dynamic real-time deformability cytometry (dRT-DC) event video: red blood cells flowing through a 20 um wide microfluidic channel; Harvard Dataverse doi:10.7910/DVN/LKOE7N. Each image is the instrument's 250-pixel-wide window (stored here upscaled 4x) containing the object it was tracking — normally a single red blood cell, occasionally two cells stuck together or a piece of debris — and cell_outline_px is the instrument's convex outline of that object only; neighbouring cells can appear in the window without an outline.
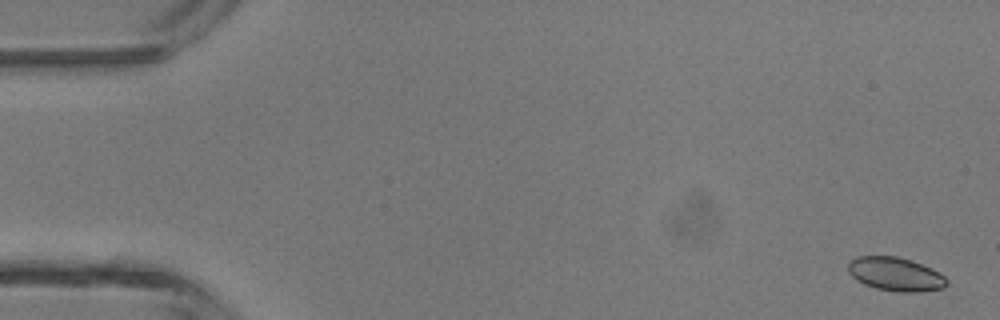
{"species": "common noctule bat (a hibernating species)", "species_latin": "Nyctalus noctula", "temperature_condition": "room temperature", "stored_images_in_passage": 5, "camera_frame_rate_fps": 3000, "um_per_image_px": 0.085, "animal": {"sex": "male", "body_mass_g": 13.3}, "frame": {"image": 1, "passage_image": 1, "time_ms": 0.0, "image_size_px": [1000, 320], "cell_outline_px": [[948, 284], [944, 288], [920, 292], [896, 292], [876, 288], [864, 284], [856, 280], [848, 272], [848, 260], [856, 256], [896, 256], [912, 260], [932, 268], [940, 272], [948, 280]], "centroid_in_image_um": [76.12, 23.3], "position_along_channel_um": 8.9, "area_um2": 19.71}}
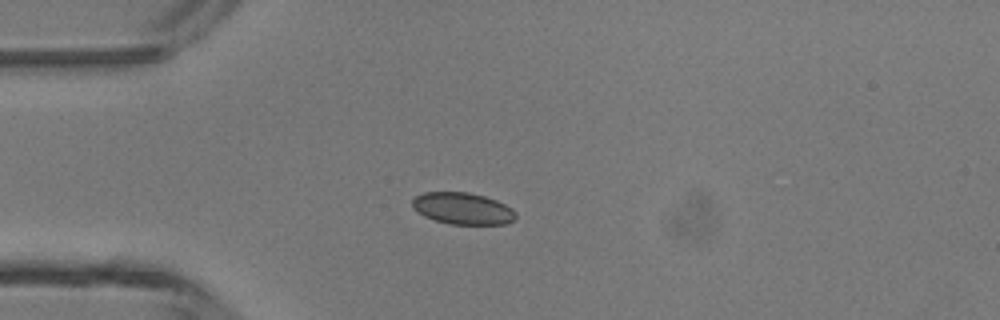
{"frame": {"image": 2, "passage_image": 4, "time_ms": 1.0, "image_size_px": [1000, 320], "cell_outline_px": [[516, 220], [508, 224], [452, 224], [436, 220], [424, 216], [412, 208], [412, 200], [416, 196], [424, 192], [468, 192], [484, 196], [496, 200], [512, 208], [516, 212]], "centroid_in_image_um": [39.35, 17.72], "position_along_channel_um": 45.6, "area_um2": 19.19}}